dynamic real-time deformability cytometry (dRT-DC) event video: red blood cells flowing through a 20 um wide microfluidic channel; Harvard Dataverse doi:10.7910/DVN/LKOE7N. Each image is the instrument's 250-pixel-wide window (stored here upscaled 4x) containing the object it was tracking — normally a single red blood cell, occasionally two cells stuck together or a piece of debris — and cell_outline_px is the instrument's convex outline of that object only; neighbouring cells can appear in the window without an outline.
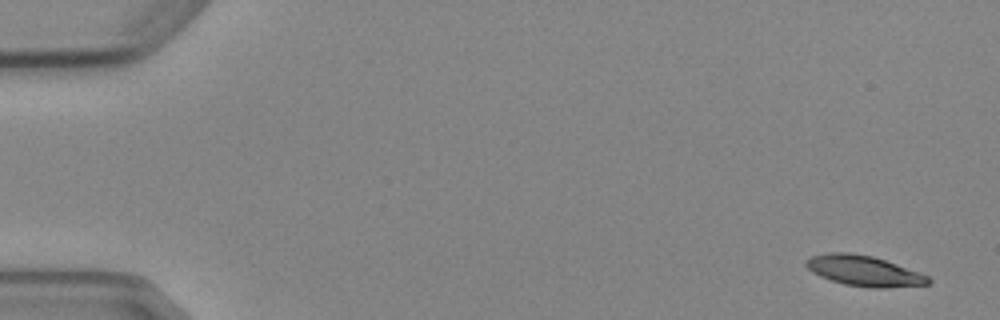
{"species": "Egyptian fruit bat (a non-hibernating species)", "species_latin": "Rousettus aegyptiacus", "temperature_condition": "cold", "stored_images_in_passage": 5, "camera_frame_rate_fps": 3000, "um_per_image_px": 0.085, "animal": {"sex": "female"}, "frame": {"image": 1, "passage_image": 1, "time_ms": 0.0, "image_size_px": [1000, 320], "cell_outline_px": [[932, 280], [928, 284], [884, 288], [872, 288], [844, 284], [820, 276], [812, 272], [804, 264], [804, 260], [812, 256], [828, 252], [852, 252], [872, 256], [896, 264], [928, 276]], "centroid_in_image_um": [73.39, 23.01], "position_along_channel_um": 11.6, "area_um2": 21.56}}
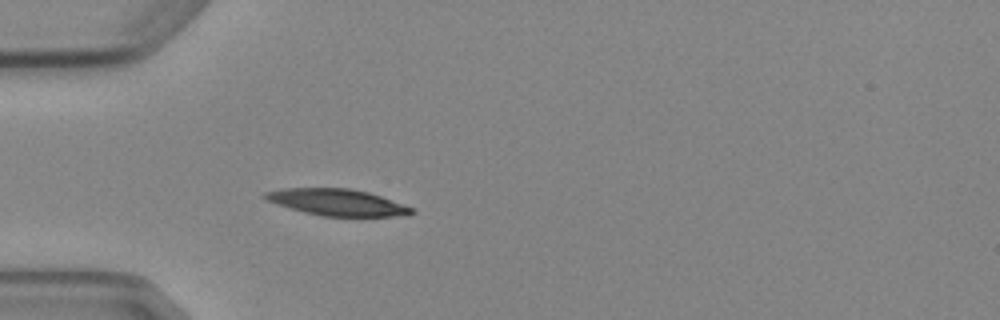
{"frame": {"image": 2, "passage_image": 5, "time_ms": 4.667, "image_size_px": [1000, 320], "cell_outline_px": [[416, 212], [408, 216], [320, 216], [304, 212], [268, 200], [260, 196], [264, 192], [284, 188], [352, 188], [368, 192], [380, 196], [412, 208]], "centroid_in_image_um": [28.67, 17.19], "position_along_channel_um": 56.3, "area_um2": 22.48}}